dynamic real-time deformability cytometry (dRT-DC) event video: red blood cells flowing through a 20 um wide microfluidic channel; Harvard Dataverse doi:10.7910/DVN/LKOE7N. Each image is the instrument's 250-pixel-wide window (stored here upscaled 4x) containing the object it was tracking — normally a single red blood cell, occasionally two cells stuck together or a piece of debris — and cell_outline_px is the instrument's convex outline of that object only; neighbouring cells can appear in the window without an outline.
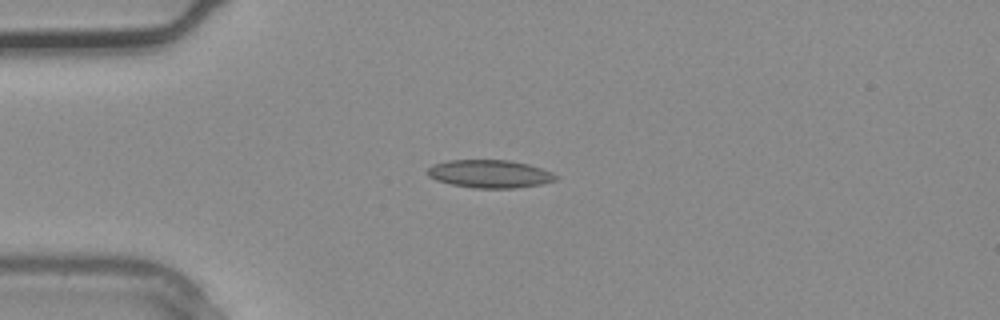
{"species": "common noctule bat (a hibernating species)", "species_latin": "Nyctalus noctula", "temperature_condition": "warm", "stored_images_in_passage": 2, "camera_frame_rate_fps": 3000, "um_per_image_px": 0.085, "animal": {"sex": "male", "body_mass_g": 20.4}, "frame": {"image": 1, "passage_image": 2, "time_ms": 0.333, "image_size_px": [1000, 320], "cell_outline_px": [[560, 176], [556, 180], [544, 184], [516, 188], [472, 188], [452, 184], [436, 180], [428, 176], [428, 168], [432, 164], [448, 160], [508, 160], [528, 164], [552, 172]], "centroid_in_image_um": [41.65, 14.78], "position_along_channel_um": 43.3, "area_um2": 21.04}}